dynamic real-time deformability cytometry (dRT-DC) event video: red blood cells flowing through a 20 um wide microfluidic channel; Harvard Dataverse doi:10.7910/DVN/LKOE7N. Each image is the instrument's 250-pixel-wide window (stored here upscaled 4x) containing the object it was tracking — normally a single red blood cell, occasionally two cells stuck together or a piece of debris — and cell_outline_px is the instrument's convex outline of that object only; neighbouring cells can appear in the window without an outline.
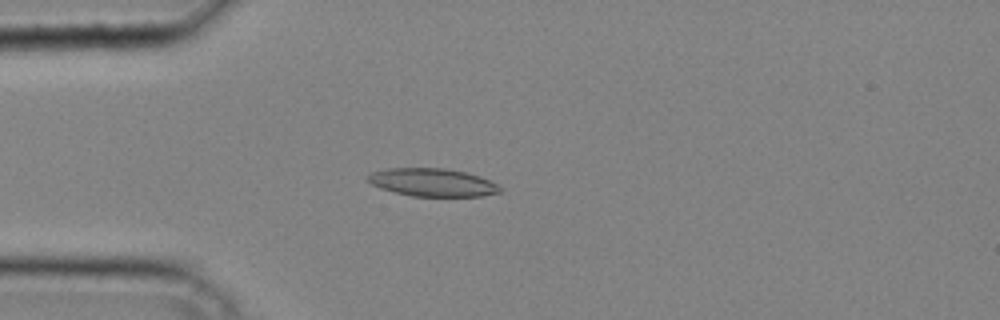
{"species": "common noctule bat (a hibernating species)", "species_latin": "Nyctalus noctula", "temperature_condition": "cold", "stored_images_in_passage": 39, "camera_frame_rate_fps": 3000, "um_per_image_px": 0.085, "animal": {"sex": "male", "body_mass_g": 20.4}, "frame": {"image": 1, "passage_image": 10, "time_ms": 3.0, "image_size_px": [1000, 320], "cell_outline_px": [[504, 192], [480, 196], [412, 196], [380, 188], [364, 180], [372, 172], [388, 168], [444, 168], [464, 172], [480, 176], [504, 188]], "centroid_in_image_um": [36.78, 15.51], "position_along_channel_um": 48.2, "area_um2": 21.56}}
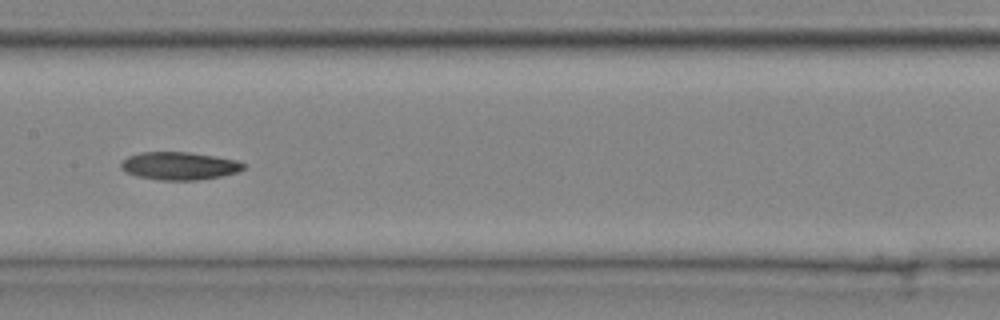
{"frame": {"image": 2, "passage_image": 20, "time_ms": 6.333, "image_size_px": [1000, 320], "cell_outline_px": [[244, 168], [236, 172], [220, 176], [196, 180], [160, 180], [136, 176], [120, 168], [120, 164], [128, 156], [140, 152], [188, 152], [216, 156], [236, 160], [244, 164]], "centroid_in_image_um": [15.21, 14.09], "position_along_channel_um": 192.2, "area_um2": 19.71}}
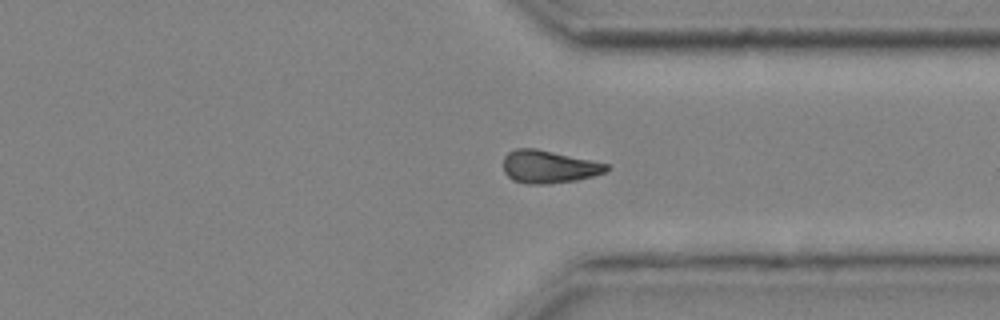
{"frame": {"image": 3, "passage_image": 31, "time_ms": 10.0, "image_size_px": [1000, 320], "cell_outline_px": [[608, 168], [604, 172], [592, 176], [576, 180], [548, 184], [528, 184], [512, 180], [504, 172], [504, 156], [508, 152], [516, 148], [536, 148], [608, 164]], "centroid_in_image_um": [46.6, 14.17], "position_along_channel_um": 364.8, "area_um2": 19.54}}